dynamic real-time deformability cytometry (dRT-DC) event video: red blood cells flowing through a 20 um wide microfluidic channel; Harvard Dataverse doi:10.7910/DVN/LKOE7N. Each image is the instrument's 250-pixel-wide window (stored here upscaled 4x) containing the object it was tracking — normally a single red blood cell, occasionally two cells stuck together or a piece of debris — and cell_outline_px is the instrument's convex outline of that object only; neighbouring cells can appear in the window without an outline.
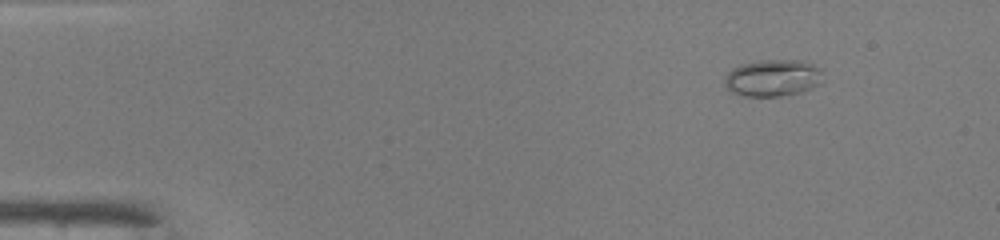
{"species": "common noctule bat (a hibernating species)", "species_latin": "Nyctalus noctula", "temperature_condition": "warm", "stored_images_in_passage": 4, "camera_frame_rate_fps": 3000, "um_per_image_px": 0.085, "animal": {"sex": "male", "body_mass_g": 19.0, "forearm_length_mm": 50.8}, "frame": {"image": 1, "passage_image": 1, "time_ms": 0.0, "image_size_px": [1000, 240], "cell_outline_px": [[820, 84], [812, 88], [800, 92], [780, 96], [740, 96], [732, 92], [724, 84], [724, 76], [732, 68], [740, 64], [760, 60], [804, 60], [820, 68]], "centroid_in_image_um": [65.65, 6.62], "position_along_channel_um": 19.4, "area_um2": 21.21}}